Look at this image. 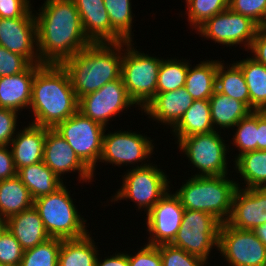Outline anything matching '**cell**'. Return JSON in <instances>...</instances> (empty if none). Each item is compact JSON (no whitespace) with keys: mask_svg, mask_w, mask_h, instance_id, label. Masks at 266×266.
I'll return each mask as SVG.
<instances>
[{"mask_svg":"<svg viewBox=\"0 0 266 266\" xmlns=\"http://www.w3.org/2000/svg\"><path fill=\"white\" fill-rule=\"evenodd\" d=\"M170 131L176 143L185 137L214 131L209 100H194Z\"/></svg>","mask_w":266,"mask_h":266,"instance_id":"obj_24","label":"cell"},{"mask_svg":"<svg viewBox=\"0 0 266 266\" xmlns=\"http://www.w3.org/2000/svg\"><path fill=\"white\" fill-rule=\"evenodd\" d=\"M23 253L20 243L6 230L0 238V263L5 266H20Z\"/></svg>","mask_w":266,"mask_h":266,"instance_id":"obj_40","label":"cell"},{"mask_svg":"<svg viewBox=\"0 0 266 266\" xmlns=\"http://www.w3.org/2000/svg\"><path fill=\"white\" fill-rule=\"evenodd\" d=\"M7 230V219L0 217V238Z\"/></svg>","mask_w":266,"mask_h":266,"instance_id":"obj_50","label":"cell"},{"mask_svg":"<svg viewBox=\"0 0 266 266\" xmlns=\"http://www.w3.org/2000/svg\"><path fill=\"white\" fill-rule=\"evenodd\" d=\"M184 207L179 197L170 190L145 215L150 245L170 244L182 223Z\"/></svg>","mask_w":266,"mask_h":266,"instance_id":"obj_16","label":"cell"},{"mask_svg":"<svg viewBox=\"0 0 266 266\" xmlns=\"http://www.w3.org/2000/svg\"><path fill=\"white\" fill-rule=\"evenodd\" d=\"M185 182L175 191L184 209L209 213L221 224L229 220L234 194L241 188L238 180L227 175H191Z\"/></svg>","mask_w":266,"mask_h":266,"instance_id":"obj_4","label":"cell"},{"mask_svg":"<svg viewBox=\"0 0 266 266\" xmlns=\"http://www.w3.org/2000/svg\"><path fill=\"white\" fill-rule=\"evenodd\" d=\"M43 162L63 181L65 174L77 172L79 183L92 182L93 171L78 157L68 142L53 128L46 127ZM62 177V178H61Z\"/></svg>","mask_w":266,"mask_h":266,"instance_id":"obj_17","label":"cell"},{"mask_svg":"<svg viewBox=\"0 0 266 266\" xmlns=\"http://www.w3.org/2000/svg\"><path fill=\"white\" fill-rule=\"evenodd\" d=\"M106 130L108 129L106 128L103 134L102 154L99 162L119 167L133 165L132 168H135L134 166L141 168L150 164L149 158L155 154V144L151 137L129 129L128 131H108L107 134ZM140 162L141 164H138Z\"/></svg>","mask_w":266,"mask_h":266,"instance_id":"obj_11","label":"cell"},{"mask_svg":"<svg viewBox=\"0 0 266 266\" xmlns=\"http://www.w3.org/2000/svg\"><path fill=\"white\" fill-rule=\"evenodd\" d=\"M61 242L60 238H49L31 249L25 250L20 266H58Z\"/></svg>","mask_w":266,"mask_h":266,"instance_id":"obj_37","label":"cell"},{"mask_svg":"<svg viewBox=\"0 0 266 266\" xmlns=\"http://www.w3.org/2000/svg\"><path fill=\"white\" fill-rule=\"evenodd\" d=\"M236 128V129H235ZM234 135L230 144L236 146L238 153L234 160L241 154L257 150V111H251L246 117L233 127Z\"/></svg>","mask_w":266,"mask_h":266,"instance_id":"obj_36","label":"cell"},{"mask_svg":"<svg viewBox=\"0 0 266 266\" xmlns=\"http://www.w3.org/2000/svg\"><path fill=\"white\" fill-rule=\"evenodd\" d=\"M38 11L34 14L43 64H61L91 44L74 0H45Z\"/></svg>","mask_w":266,"mask_h":266,"instance_id":"obj_1","label":"cell"},{"mask_svg":"<svg viewBox=\"0 0 266 266\" xmlns=\"http://www.w3.org/2000/svg\"><path fill=\"white\" fill-rule=\"evenodd\" d=\"M17 176L34 200L55 192L65 183L43 161L20 168Z\"/></svg>","mask_w":266,"mask_h":266,"instance_id":"obj_27","label":"cell"},{"mask_svg":"<svg viewBox=\"0 0 266 266\" xmlns=\"http://www.w3.org/2000/svg\"><path fill=\"white\" fill-rule=\"evenodd\" d=\"M138 252L128 254L129 266H162L159 248L155 245L145 243Z\"/></svg>","mask_w":266,"mask_h":266,"instance_id":"obj_43","label":"cell"},{"mask_svg":"<svg viewBox=\"0 0 266 266\" xmlns=\"http://www.w3.org/2000/svg\"><path fill=\"white\" fill-rule=\"evenodd\" d=\"M7 230L13 234L24 251L51 238L34 206L9 217Z\"/></svg>","mask_w":266,"mask_h":266,"instance_id":"obj_23","label":"cell"},{"mask_svg":"<svg viewBox=\"0 0 266 266\" xmlns=\"http://www.w3.org/2000/svg\"><path fill=\"white\" fill-rule=\"evenodd\" d=\"M189 62V60L183 58H163L158 71L157 93L185 87Z\"/></svg>","mask_w":266,"mask_h":266,"instance_id":"obj_33","label":"cell"},{"mask_svg":"<svg viewBox=\"0 0 266 266\" xmlns=\"http://www.w3.org/2000/svg\"><path fill=\"white\" fill-rule=\"evenodd\" d=\"M257 238L266 246V223L257 226L253 229Z\"/></svg>","mask_w":266,"mask_h":266,"instance_id":"obj_49","label":"cell"},{"mask_svg":"<svg viewBox=\"0 0 266 266\" xmlns=\"http://www.w3.org/2000/svg\"><path fill=\"white\" fill-rule=\"evenodd\" d=\"M258 25L250 18L233 12L230 8L208 19L195 32L206 40L233 47L243 44L245 51L255 38ZM226 45V46H225Z\"/></svg>","mask_w":266,"mask_h":266,"instance_id":"obj_12","label":"cell"},{"mask_svg":"<svg viewBox=\"0 0 266 266\" xmlns=\"http://www.w3.org/2000/svg\"><path fill=\"white\" fill-rule=\"evenodd\" d=\"M218 59L189 64L185 88L194 100H209L216 90Z\"/></svg>","mask_w":266,"mask_h":266,"instance_id":"obj_26","label":"cell"},{"mask_svg":"<svg viewBox=\"0 0 266 266\" xmlns=\"http://www.w3.org/2000/svg\"><path fill=\"white\" fill-rule=\"evenodd\" d=\"M0 46L25 57L31 64L39 58L37 23L32 8L22 17L0 18Z\"/></svg>","mask_w":266,"mask_h":266,"instance_id":"obj_15","label":"cell"},{"mask_svg":"<svg viewBox=\"0 0 266 266\" xmlns=\"http://www.w3.org/2000/svg\"><path fill=\"white\" fill-rule=\"evenodd\" d=\"M193 101L194 99L186 88L182 87L174 91L156 93L141 111L151 120L169 125L172 129L193 104Z\"/></svg>","mask_w":266,"mask_h":266,"instance_id":"obj_20","label":"cell"},{"mask_svg":"<svg viewBox=\"0 0 266 266\" xmlns=\"http://www.w3.org/2000/svg\"><path fill=\"white\" fill-rule=\"evenodd\" d=\"M92 234L77 239H62L58 266H95L97 250Z\"/></svg>","mask_w":266,"mask_h":266,"instance_id":"obj_28","label":"cell"},{"mask_svg":"<svg viewBox=\"0 0 266 266\" xmlns=\"http://www.w3.org/2000/svg\"><path fill=\"white\" fill-rule=\"evenodd\" d=\"M34 199L16 175L0 180V217L8 219L33 207Z\"/></svg>","mask_w":266,"mask_h":266,"instance_id":"obj_29","label":"cell"},{"mask_svg":"<svg viewBox=\"0 0 266 266\" xmlns=\"http://www.w3.org/2000/svg\"><path fill=\"white\" fill-rule=\"evenodd\" d=\"M241 70L249 89L250 110L266 108V66L252 57L234 62Z\"/></svg>","mask_w":266,"mask_h":266,"instance_id":"obj_30","label":"cell"},{"mask_svg":"<svg viewBox=\"0 0 266 266\" xmlns=\"http://www.w3.org/2000/svg\"><path fill=\"white\" fill-rule=\"evenodd\" d=\"M132 106L137 107L129 97L122 77L78 99V111L105 128L113 117L118 114L120 117L121 112L129 107L132 109Z\"/></svg>","mask_w":266,"mask_h":266,"instance_id":"obj_14","label":"cell"},{"mask_svg":"<svg viewBox=\"0 0 266 266\" xmlns=\"http://www.w3.org/2000/svg\"><path fill=\"white\" fill-rule=\"evenodd\" d=\"M163 171L165 170L158 168L153 162L145 167L128 169L122 175V186L110 201L115 204V201L131 200L135 202L138 211L143 209L147 214L172 188L169 176Z\"/></svg>","mask_w":266,"mask_h":266,"instance_id":"obj_7","label":"cell"},{"mask_svg":"<svg viewBox=\"0 0 266 266\" xmlns=\"http://www.w3.org/2000/svg\"><path fill=\"white\" fill-rule=\"evenodd\" d=\"M31 63L22 55L0 46V77L25 71Z\"/></svg>","mask_w":266,"mask_h":266,"instance_id":"obj_41","label":"cell"},{"mask_svg":"<svg viewBox=\"0 0 266 266\" xmlns=\"http://www.w3.org/2000/svg\"><path fill=\"white\" fill-rule=\"evenodd\" d=\"M99 255L101 254H98L95 266H129L127 252H115L104 259H100Z\"/></svg>","mask_w":266,"mask_h":266,"instance_id":"obj_47","label":"cell"},{"mask_svg":"<svg viewBox=\"0 0 266 266\" xmlns=\"http://www.w3.org/2000/svg\"><path fill=\"white\" fill-rule=\"evenodd\" d=\"M133 45L123 42L121 77L129 97L142 110L157 93L158 71L163 58L142 53Z\"/></svg>","mask_w":266,"mask_h":266,"instance_id":"obj_6","label":"cell"},{"mask_svg":"<svg viewBox=\"0 0 266 266\" xmlns=\"http://www.w3.org/2000/svg\"><path fill=\"white\" fill-rule=\"evenodd\" d=\"M123 42L91 43L61 63L77 99L121 77Z\"/></svg>","mask_w":266,"mask_h":266,"instance_id":"obj_3","label":"cell"},{"mask_svg":"<svg viewBox=\"0 0 266 266\" xmlns=\"http://www.w3.org/2000/svg\"><path fill=\"white\" fill-rule=\"evenodd\" d=\"M29 109L31 124L54 128L78 111V99L61 64H43L35 73Z\"/></svg>","mask_w":266,"mask_h":266,"instance_id":"obj_2","label":"cell"},{"mask_svg":"<svg viewBox=\"0 0 266 266\" xmlns=\"http://www.w3.org/2000/svg\"><path fill=\"white\" fill-rule=\"evenodd\" d=\"M16 175L17 170L10 147L0 146V180L12 178Z\"/></svg>","mask_w":266,"mask_h":266,"instance_id":"obj_46","label":"cell"},{"mask_svg":"<svg viewBox=\"0 0 266 266\" xmlns=\"http://www.w3.org/2000/svg\"><path fill=\"white\" fill-rule=\"evenodd\" d=\"M221 133V131L214 130L208 133L195 134L182 138L177 143L181 153H184L188 162L191 161L192 166L197 168L199 172L193 176L229 174L227 154L230 153V145L225 143L227 140H223Z\"/></svg>","mask_w":266,"mask_h":266,"instance_id":"obj_8","label":"cell"},{"mask_svg":"<svg viewBox=\"0 0 266 266\" xmlns=\"http://www.w3.org/2000/svg\"><path fill=\"white\" fill-rule=\"evenodd\" d=\"M74 203L65 184L55 192L34 200L33 206L51 238L77 239L89 233L85 225L87 220Z\"/></svg>","mask_w":266,"mask_h":266,"instance_id":"obj_5","label":"cell"},{"mask_svg":"<svg viewBox=\"0 0 266 266\" xmlns=\"http://www.w3.org/2000/svg\"><path fill=\"white\" fill-rule=\"evenodd\" d=\"M257 150H266V113L257 111Z\"/></svg>","mask_w":266,"mask_h":266,"instance_id":"obj_48","label":"cell"},{"mask_svg":"<svg viewBox=\"0 0 266 266\" xmlns=\"http://www.w3.org/2000/svg\"><path fill=\"white\" fill-rule=\"evenodd\" d=\"M32 7L31 0H0V18L22 17Z\"/></svg>","mask_w":266,"mask_h":266,"instance_id":"obj_44","label":"cell"},{"mask_svg":"<svg viewBox=\"0 0 266 266\" xmlns=\"http://www.w3.org/2000/svg\"><path fill=\"white\" fill-rule=\"evenodd\" d=\"M111 28L127 42H134L132 36L133 12L131 0H104Z\"/></svg>","mask_w":266,"mask_h":266,"instance_id":"obj_34","label":"cell"},{"mask_svg":"<svg viewBox=\"0 0 266 266\" xmlns=\"http://www.w3.org/2000/svg\"><path fill=\"white\" fill-rule=\"evenodd\" d=\"M229 8L250 18L258 26L266 24V0H229Z\"/></svg>","mask_w":266,"mask_h":266,"instance_id":"obj_39","label":"cell"},{"mask_svg":"<svg viewBox=\"0 0 266 266\" xmlns=\"http://www.w3.org/2000/svg\"><path fill=\"white\" fill-rule=\"evenodd\" d=\"M43 64H31L25 71L0 77V108L29 109L32 98V83L36 71Z\"/></svg>","mask_w":266,"mask_h":266,"instance_id":"obj_21","label":"cell"},{"mask_svg":"<svg viewBox=\"0 0 266 266\" xmlns=\"http://www.w3.org/2000/svg\"><path fill=\"white\" fill-rule=\"evenodd\" d=\"M220 225L209 213L184 209L181 226L170 244L200 257L208 264L211 251L218 250Z\"/></svg>","mask_w":266,"mask_h":266,"instance_id":"obj_9","label":"cell"},{"mask_svg":"<svg viewBox=\"0 0 266 266\" xmlns=\"http://www.w3.org/2000/svg\"><path fill=\"white\" fill-rule=\"evenodd\" d=\"M186 16L192 30H197L214 15L229 8V0H186Z\"/></svg>","mask_w":266,"mask_h":266,"instance_id":"obj_35","label":"cell"},{"mask_svg":"<svg viewBox=\"0 0 266 266\" xmlns=\"http://www.w3.org/2000/svg\"><path fill=\"white\" fill-rule=\"evenodd\" d=\"M53 129L68 142L96 176L94 173L102 154L103 134L106 128L77 111Z\"/></svg>","mask_w":266,"mask_h":266,"instance_id":"obj_10","label":"cell"},{"mask_svg":"<svg viewBox=\"0 0 266 266\" xmlns=\"http://www.w3.org/2000/svg\"><path fill=\"white\" fill-rule=\"evenodd\" d=\"M211 119L215 131L233 129L251 110L241 101L229 98L215 90L209 99ZM226 128V129H225Z\"/></svg>","mask_w":266,"mask_h":266,"instance_id":"obj_25","label":"cell"},{"mask_svg":"<svg viewBox=\"0 0 266 266\" xmlns=\"http://www.w3.org/2000/svg\"><path fill=\"white\" fill-rule=\"evenodd\" d=\"M161 254L162 266H206L200 257L187 253L171 244L157 245Z\"/></svg>","mask_w":266,"mask_h":266,"instance_id":"obj_38","label":"cell"},{"mask_svg":"<svg viewBox=\"0 0 266 266\" xmlns=\"http://www.w3.org/2000/svg\"><path fill=\"white\" fill-rule=\"evenodd\" d=\"M218 251L229 266H266V246L255 233L227 222L219 228Z\"/></svg>","mask_w":266,"mask_h":266,"instance_id":"obj_13","label":"cell"},{"mask_svg":"<svg viewBox=\"0 0 266 266\" xmlns=\"http://www.w3.org/2000/svg\"><path fill=\"white\" fill-rule=\"evenodd\" d=\"M29 125L17 131L9 147L16 170L43 161L46 127ZM11 145V146H10Z\"/></svg>","mask_w":266,"mask_h":266,"instance_id":"obj_22","label":"cell"},{"mask_svg":"<svg viewBox=\"0 0 266 266\" xmlns=\"http://www.w3.org/2000/svg\"><path fill=\"white\" fill-rule=\"evenodd\" d=\"M18 115L15 110L0 108V146H9L17 134Z\"/></svg>","mask_w":266,"mask_h":266,"instance_id":"obj_42","label":"cell"},{"mask_svg":"<svg viewBox=\"0 0 266 266\" xmlns=\"http://www.w3.org/2000/svg\"><path fill=\"white\" fill-rule=\"evenodd\" d=\"M87 39L91 43H118L124 40L111 28L104 0H74Z\"/></svg>","mask_w":266,"mask_h":266,"instance_id":"obj_19","label":"cell"},{"mask_svg":"<svg viewBox=\"0 0 266 266\" xmlns=\"http://www.w3.org/2000/svg\"><path fill=\"white\" fill-rule=\"evenodd\" d=\"M227 223L240 230H251L266 223V188H237Z\"/></svg>","mask_w":266,"mask_h":266,"instance_id":"obj_18","label":"cell"},{"mask_svg":"<svg viewBox=\"0 0 266 266\" xmlns=\"http://www.w3.org/2000/svg\"><path fill=\"white\" fill-rule=\"evenodd\" d=\"M249 51L252 58L266 66V24L258 26Z\"/></svg>","mask_w":266,"mask_h":266,"instance_id":"obj_45","label":"cell"},{"mask_svg":"<svg viewBox=\"0 0 266 266\" xmlns=\"http://www.w3.org/2000/svg\"><path fill=\"white\" fill-rule=\"evenodd\" d=\"M222 62V60H218L216 91L227 95L229 98L243 102L250 109L249 89L245 82L242 70L234 63V61L229 65Z\"/></svg>","mask_w":266,"mask_h":266,"instance_id":"obj_31","label":"cell"},{"mask_svg":"<svg viewBox=\"0 0 266 266\" xmlns=\"http://www.w3.org/2000/svg\"><path fill=\"white\" fill-rule=\"evenodd\" d=\"M234 170L240 173L246 185L242 187L266 188V150L249 151L239 155L234 161Z\"/></svg>","mask_w":266,"mask_h":266,"instance_id":"obj_32","label":"cell"}]
</instances>
